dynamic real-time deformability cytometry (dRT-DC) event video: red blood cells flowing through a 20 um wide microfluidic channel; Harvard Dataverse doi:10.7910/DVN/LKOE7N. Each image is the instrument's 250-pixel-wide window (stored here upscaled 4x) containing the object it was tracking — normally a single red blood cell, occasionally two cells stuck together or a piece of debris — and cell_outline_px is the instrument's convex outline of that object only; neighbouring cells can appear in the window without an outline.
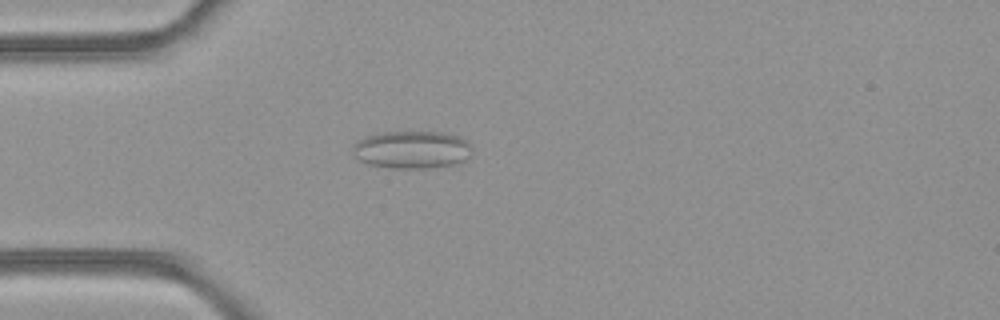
{"species": "common noctule bat (a hibernating species)", "species_latin": "Nyctalus noctula", "temperature_condition": "room temperature", "stored_images_in_passage": 3, "camera_frame_rate_fps": 3000, "um_per_image_px": 0.085, "animal": {"sex": "female", "body_mass_g": 21.9}, "frame": {"image": 1, "passage_image": 3, "time_ms": 0.667, "image_size_px": [1000, 320], "cell_outline_px": [[472, 148], [468, 156], [464, 160], [456, 164], [424, 168], [392, 168], [368, 164], [360, 160], [356, 156], [352, 148], [360, 140], [368, 136], [384, 132], [440, 132], [460, 136], [468, 140], [472, 144]], "centroid_in_image_um": [35.07, 12.72], "position_along_channel_um": 49.9, "area_um2": 26.01}}